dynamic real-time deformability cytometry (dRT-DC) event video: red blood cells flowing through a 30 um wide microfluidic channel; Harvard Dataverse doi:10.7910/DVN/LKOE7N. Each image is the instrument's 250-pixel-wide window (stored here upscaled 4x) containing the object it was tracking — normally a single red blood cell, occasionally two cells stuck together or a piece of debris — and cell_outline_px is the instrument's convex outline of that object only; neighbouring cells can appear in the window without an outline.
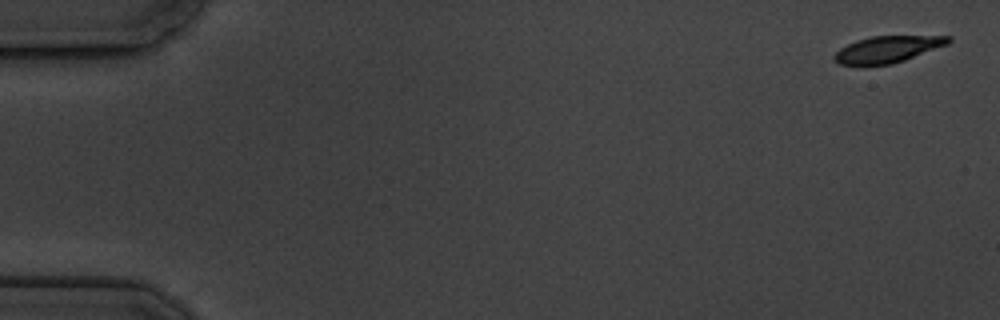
{"species": "common noctule bat (a hibernating species)", "species_latin": "Nyctalus noctula", "temperature_condition": "cold", "stored_images_in_passage": 10, "camera_frame_rate_fps": 3000, "um_per_image_px": 0.085, "animal": {"sex": "male", "body_mass_g": 19.5, "forearm_length_mm": 54.6}, "frame": {"image": 1, "passage_image": 1, "time_ms": 0.0, "image_size_px": [1000, 320], "cell_outline_px": [[952, 40], [948, 44], [904, 60], [892, 64], [840, 64], [832, 60], [832, 56], [840, 48], [856, 40], [872, 36], [952, 36]], "centroid_in_image_um": [75.44, 4.17], "position_along_channel_um": 9.6, "area_um2": 17.46}}
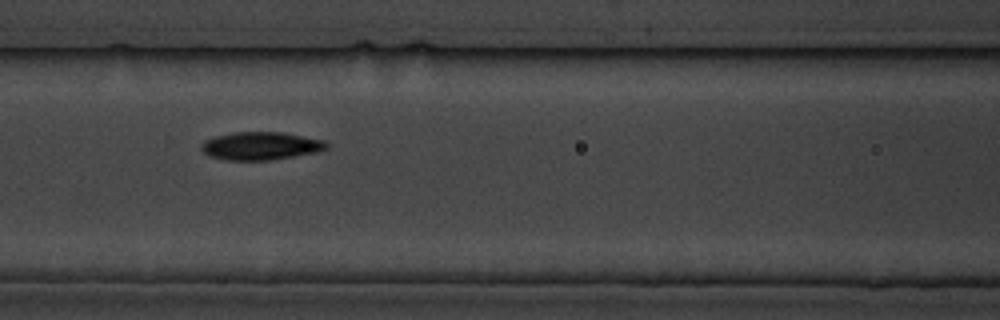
{"frame": {"image": 2, "passage_image": 7, "time_ms": 8.0, "image_size_px": [1000, 320], "cell_outline_px": [[328, 148], [316, 152], [268, 160], [228, 160], [212, 156], [204, 152], [200, 148], [200, 144], [204, 140], [216, 136], [232, 132], [284, 132], [324, 140], [328, 144]], "centroid_in_image_um": [22.16, 12.39], "position_along_channel_um": 144.4, "area_um2": 20.29}}
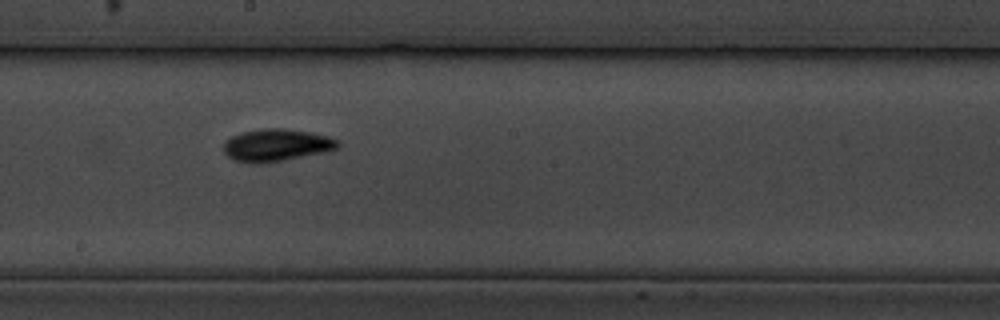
{"frame": {"image": 3, "passage_image": 9, "time_ms": 10.333, "image_size_px": [1000, 320], "cell_outline_px": [[340, 148], [324, 152], [284, 160], [260, 164], [256, 164], [236, 160], [228, 156], [224, 152], [224, 140], [240, 132], [264, 128], [284, 128], [312, 132], [328, 136], [340, 140]], "centroid_in_image_um": [23.52, 12.32], "position_along_channel_um": 224.7, "area_um2": 21.73}}